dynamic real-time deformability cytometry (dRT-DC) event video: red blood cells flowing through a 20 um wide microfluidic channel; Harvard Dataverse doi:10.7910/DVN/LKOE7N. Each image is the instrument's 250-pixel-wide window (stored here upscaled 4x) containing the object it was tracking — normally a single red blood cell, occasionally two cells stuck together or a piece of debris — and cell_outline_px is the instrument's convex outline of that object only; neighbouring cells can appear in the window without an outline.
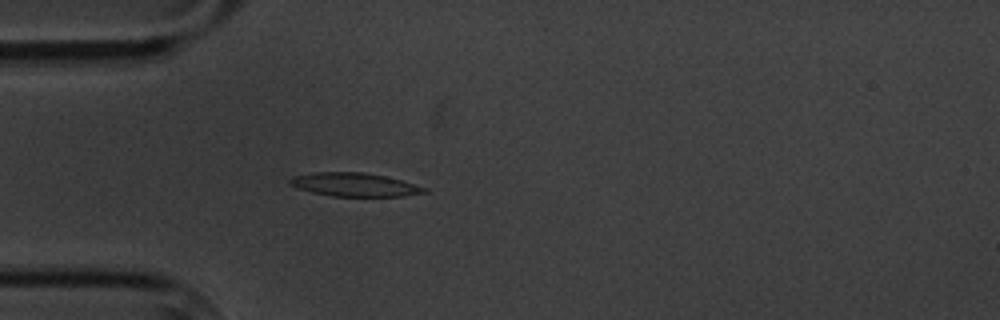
{"species": "common noctule bat (a hibernating species)", "species_latin": "Nyctalus noctula", "temperature_condition": "cold", "stored_images_in_passage": 3, "camera_frame_rate_fps": 3000, "um_per_image_px": 0.085, "animal": {"sex": "male", "body_mass_g": 20.1, "forearm_length_mm": 53.5}, "frame": {"image": 1, "passage_image": 3, "time_ms": 3.333, "image_size_px": [1000, 320], "cell_outline_px": [[428, 192], [404, 196], [332, 196], [312, 192], [288, 184], [288, 180], [292, 176], [316, 172], [364, 172], [384, 176], [400, 180], [428, 188]], "centroid_in_image_um": [30.13, 15.69], "position_along_channel_um": 54.9, "area_um2": 18.32}}